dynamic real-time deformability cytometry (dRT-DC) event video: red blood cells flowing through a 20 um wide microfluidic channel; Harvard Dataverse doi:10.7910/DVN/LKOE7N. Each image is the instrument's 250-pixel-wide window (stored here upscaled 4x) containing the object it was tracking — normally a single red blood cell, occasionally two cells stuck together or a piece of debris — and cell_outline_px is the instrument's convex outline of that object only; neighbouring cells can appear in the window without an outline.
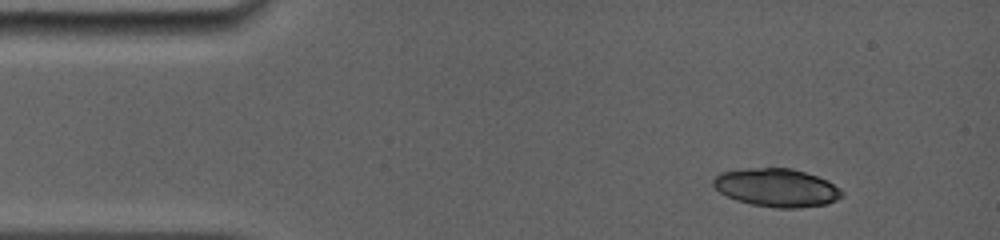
{"species": "common noctule bat (a hibernating species)", "species_latin": "Nyctalus noctula", "temperature_condition": "room temperature", "stored_images_in_passage": 13, "camera_frame_rate_fps": 5000, "um_per_image_px": 0.085, "animal": {"sex": "female", "body_mass_g": 19.0, "forearm_length_mm": 56.7}, "frame": {"image": 1, "passage_image": 1, "time_ms": 0.0, "image_size_px": [1000, 240], "cell_outline_px": [[844, 192], [836, 200], [824, 204], [796, 208], [776, 208], [752, 204], [736, 200], [720, 192], [712, 184], [712, 180], [720, 172], [748, 168], [792, 168], [828, 180], [840, 188]], "centroid_in_image_um": [66.0, 15.94], "position_along_channel_um": 19.0, "area_um2": 28.5}}